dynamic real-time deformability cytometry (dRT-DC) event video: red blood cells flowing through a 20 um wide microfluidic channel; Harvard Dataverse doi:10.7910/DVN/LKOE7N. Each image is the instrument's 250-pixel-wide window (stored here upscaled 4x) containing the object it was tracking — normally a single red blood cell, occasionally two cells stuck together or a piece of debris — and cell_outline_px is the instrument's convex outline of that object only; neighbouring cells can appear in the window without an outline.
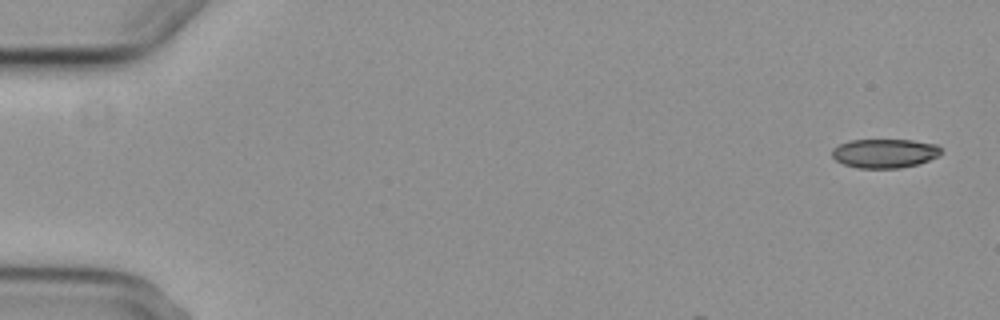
{"species": "common noctule bat (a hibernating species)", "species_latin": "Nyctalus noctula", "temperature_condition": "cold", "stored_images_in_passage": 8, "camera_frame_rate_fps": 3000, "um_per_image_px": 0.085, "animal": {"sex": "female", "body_mass_g": 29.2, "forearm_length_mm": 56.3}, "frame": {"image": 1, "passage_image": 1, "time_ms": 0.0, "image_size_px": [1000, 320], "cell_outline_px": [[944, 152], [940, 156], [920, 164], [900, 168], [856, 168], [844, 164], [836, 160], [832, 156], [832, 148], [848, 140], [912, 140], [936, 144]], "centroid_in_image_um": [75.23, 13.04], "position_along_channel_um": 9.8, "area_um2": 18.73}}
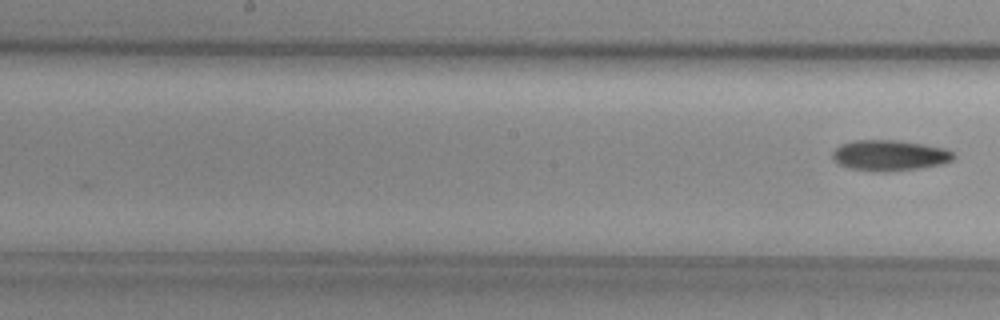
{"frame": {"image": 2, "passage_image": 8, "time_ms": 8.333, "image_size_px": [1000, 320], "cell_outline_px": [[956, 156], [952, 160], [944, 164], [920, 168], [888, 172], [876, 172], [848, 168], [832, 160], [832, 152], [840, 144], [852, 140], [896, 140], [924, 144], [944, 148], [956, 152]], "centroid_in_image_um": [75.63, 13.21], "position_along_channel_um": 172.6, "area_um2": 22.08}}